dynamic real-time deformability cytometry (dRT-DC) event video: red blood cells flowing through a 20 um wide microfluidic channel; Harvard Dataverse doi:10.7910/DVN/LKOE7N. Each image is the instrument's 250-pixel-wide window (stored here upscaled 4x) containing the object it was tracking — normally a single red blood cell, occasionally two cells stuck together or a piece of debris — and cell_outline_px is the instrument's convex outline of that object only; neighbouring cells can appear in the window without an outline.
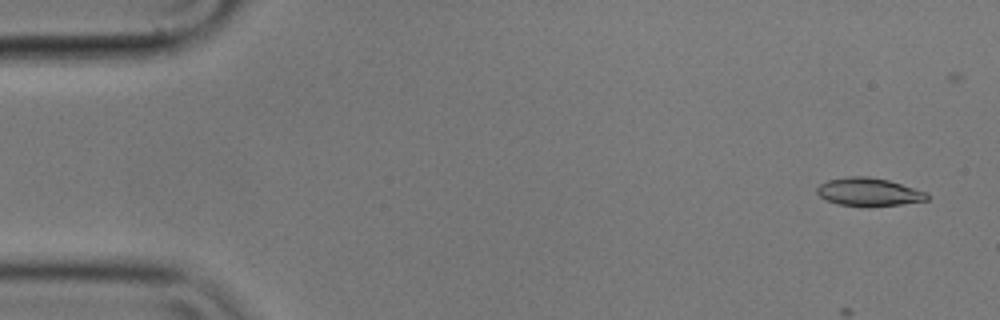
{"species": "common noctule bat (a hibernating species)", "species_latin": "Nyctalus noctula", "temperature_condition": "cold", "stored_images_in_passage": 23, "camera_frame_rate_fps": 3000, "um_per_image_px": 0.085, "animal": {"sex": "male", "body_mass_g": 17.9}, "frame": {"image": 1, "passage_image": 3, "time_ms": 0.667, "image_size_px": [1000, 320], "cell_outline_px": [[932, 196], [928, 200], [900, 204], [868, 208], [836, 204], [820, 196], [816, 192], [816, 188], [820, 184], [828, 180], [848, 176], [868, 176], [888, 180], [928, 192]], "centroid_in_image_um": [73.87, 16.33], "position_along_channel_um": 11.1, "area_um2": 18.44}}
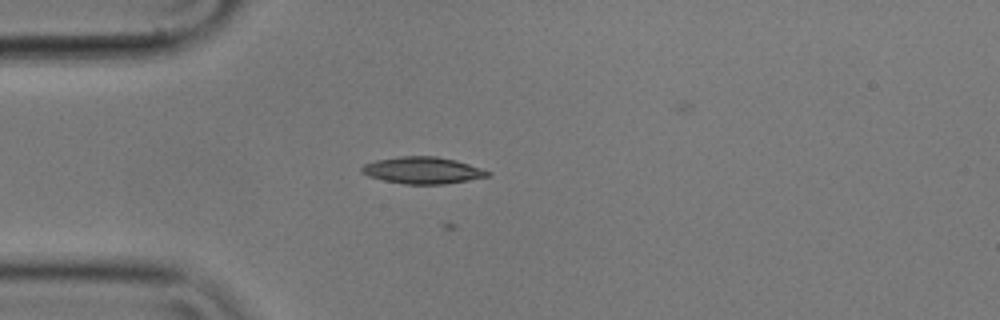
{"frame": {"image": 2, "passage_image": 15, "time_ms": 4.667, "image_size_px": [1000, 320], "cell_outline_px": [[492, 172], [488, 176], [468, 180], [444, 184], [404, 184], [384, 180], [368, 176], [360, 172], [360, 168], [364, 164], [376, 160], [400, 156], [436, 156], [456, 160]], "centroid_in_image_um": [35.89, 14.47], "position_along_channel_um": 49.1, "area_um2": 19.59}}
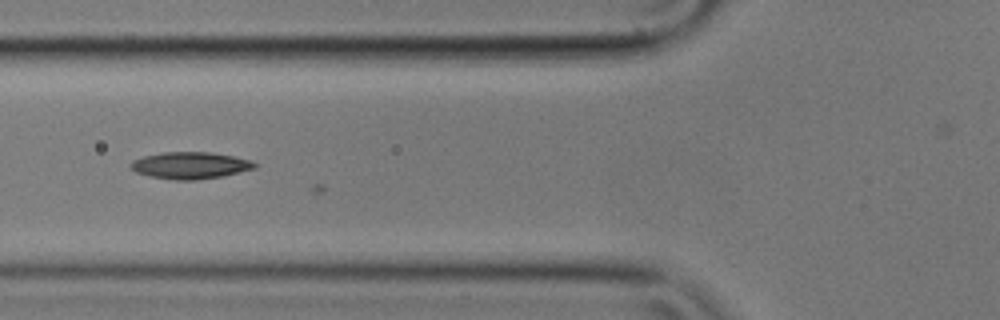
{"frame": {"image": 3, "passage_image": 21, "time_ms": 6.667, "image_size_px": [1000, 320], "cell_outline_px": [[256, 168], [240, 172], [220, 176], [196, 180], [176, 180], [148, 176], [136, 172], [128, 164], [132, 160], [144, 156], [164, 152], [212, 152], [252, 160], [256, 164]], "centroid_in_image_um": [16.16, 14.05], "position_along_channel_um": 109.6, "area_um2": 19.36}}